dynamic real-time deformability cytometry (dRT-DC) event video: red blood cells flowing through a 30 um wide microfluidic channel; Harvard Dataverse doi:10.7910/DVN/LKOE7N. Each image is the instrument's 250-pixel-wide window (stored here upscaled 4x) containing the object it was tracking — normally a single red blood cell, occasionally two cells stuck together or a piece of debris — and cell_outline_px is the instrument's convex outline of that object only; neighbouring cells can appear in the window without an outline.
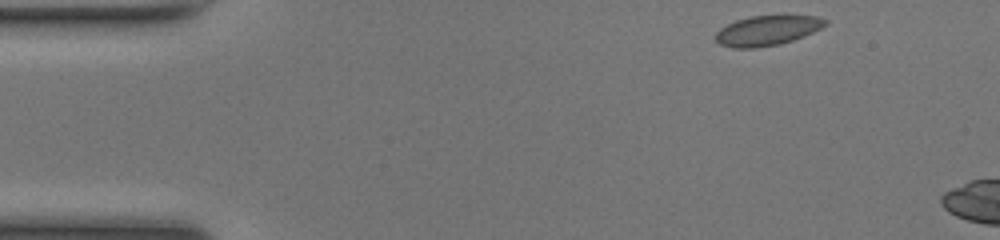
{"species": "common noctule bat (a hibernating species)", "species_latin": "Nyctalus noctula", "temperature_condition": "room temperature", "stored_images_in_passage": 9, "camera_frame_rate_fps": 3000, "um_per_image_px": 0.085, "animal": {"sex": "female", "body_mass_g": 17.0, "forearm_length_mm": 48.0}, "frame": {"image": 1, "passage_image": 1, "time_ms": 0.0, "image_size_px": [1000, 240], "cell_outline_px": [[828, 24], [804, 36], [780, 44], [756, 48], [732, 48], [720, 44], [716, 40], [716, 32], [720, 28], [736, 20], [752, 16], [816, 16], [828, 20]], "centroid_in_image_um": [65.21, 2.6], "position_along_channel_um": 19.8, "area_um2": 18.96}}